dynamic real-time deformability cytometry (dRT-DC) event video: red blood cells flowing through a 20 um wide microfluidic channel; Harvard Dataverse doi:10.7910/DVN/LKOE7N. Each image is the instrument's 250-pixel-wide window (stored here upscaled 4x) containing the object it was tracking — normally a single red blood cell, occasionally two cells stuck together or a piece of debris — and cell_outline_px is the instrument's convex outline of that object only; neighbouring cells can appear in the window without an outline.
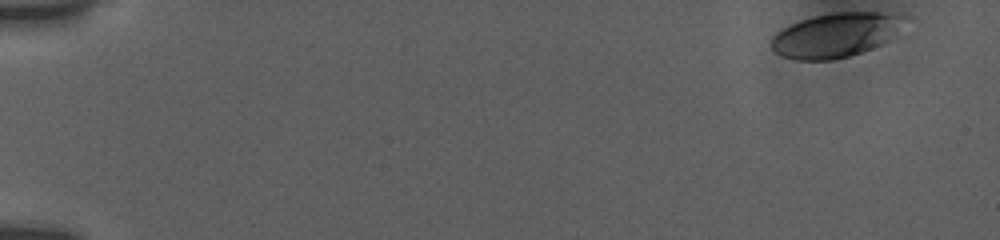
{"species": "human", "species_latin": "Homo sapiens", "temperature_condition": "room temperature", "stored_images_in_passage": 51, "camera_frame_rate_fps": 3000, "um_per_image_px": 0.085, "donor": {"sex": "female"}, "frame": {"image": 1, "passage_image": 1, "time_ms": 0.0, "image_size_px": [1000, 240], "cell_outline_px": [[908, 16], [888, 40], [884, 44], [848, 56], [832, 60], [796, 60], [780, 56], [772, 48], [772, 36], [776, 32], [792, 24], [816, 16], [836, 12], [876, 12]], "centroid_in_image_um": [71.01, 2.99], "position_along_channel_um": 14.0, "area_um2": 33.87}}
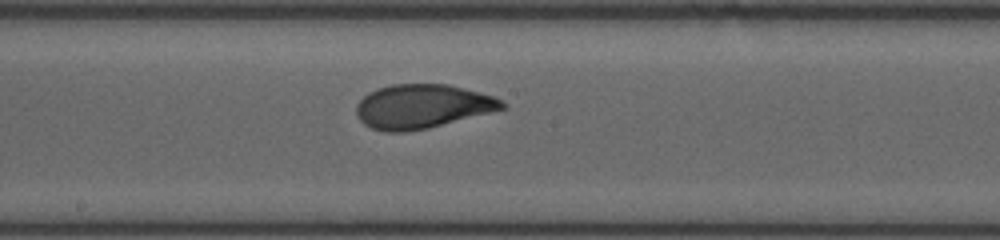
{"frame": {"image": 2, "passage_image": 29, "time_ms": 9.333, "image_size_px": [1000, 240], "cell_outline_px": [[508, 108], [428, 128], [404, 132], [384, 132], [372, 128], [364, 124], [356, 116], [356, 104], [368, 92], [376, 88], [392, 84], [448, 84], [492, 96], [508, 104]], "centroid_in_image_um": [35.87, 9.05], "position_along_channel_um": 212.3, "area_um2": 37.51}}
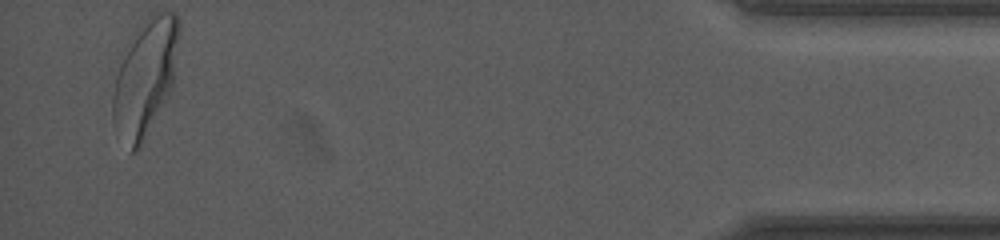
{"frame": {"image": 3, "passage_image": 51, "time_ms": 16.667, "image_size_px": [1000, 240], "cell_outline_px": [[180, 32], [172, 88], [140, 148], [132, 152], [128, 152], [112, 120], [112, 100], [116, 60], [128, 40], [136, 28], [152, 12], [176, 12], [180, 20]], "centroid_in_image_um": [12.3, 6.52], "position_along_channel_um": 422.9, "area_um2": 46.07}, "authors_computed_cell_mechanics": {"area_um2": 37.0498, "velocity_mm_per_s": 3.8236, "shape_relaxation_time_tau1_ms": 4.1, "shape_relaxation_time_tau2_ms": 0.882, "deformation_change_tau1": 0.1866, "deformation_change_tau2": 0.0577}}